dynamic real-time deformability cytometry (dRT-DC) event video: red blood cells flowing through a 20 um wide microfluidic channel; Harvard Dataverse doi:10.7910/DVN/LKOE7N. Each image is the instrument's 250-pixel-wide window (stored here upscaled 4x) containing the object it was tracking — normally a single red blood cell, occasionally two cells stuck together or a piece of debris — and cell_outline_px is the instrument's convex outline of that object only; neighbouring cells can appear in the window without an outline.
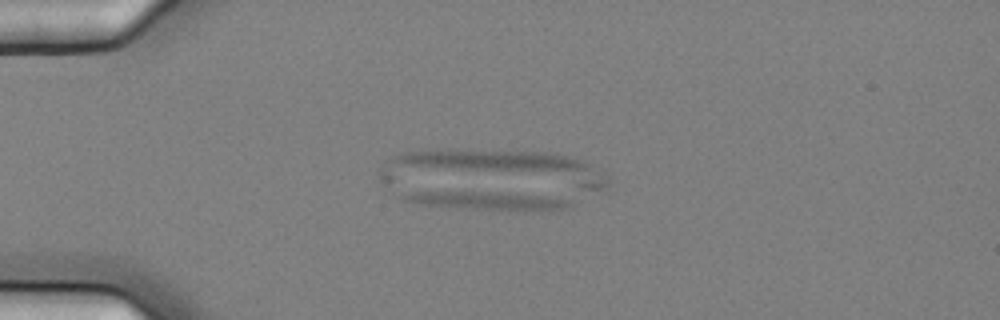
{"species": "common noctule bat (a hibernating species)", "species_latin": "Nyctalus noctula", "temperature_condition": "cold", "stored_images_in_passage": 5, "camera_frame_rate_fps": 3000, "um_per_image_px": 0.085, "animal": {"sex": "female", "body_mass_g": 25.1}, "frame": {"image": 1, "passage_image": 4, "time_ms": 1.0, "image_size_px": [1000, 320], "cell_outline_px": [[572, 204], [560, 208], [460, 208], [420, 204], [404, 200], [400, 196], [412, 192], [496, 192], [544, 196], [568, 200]], "centroid_in_image_um": [41.2, 17.01], "position_along_channel_um": 43.8, "area_um2": 15.95}}